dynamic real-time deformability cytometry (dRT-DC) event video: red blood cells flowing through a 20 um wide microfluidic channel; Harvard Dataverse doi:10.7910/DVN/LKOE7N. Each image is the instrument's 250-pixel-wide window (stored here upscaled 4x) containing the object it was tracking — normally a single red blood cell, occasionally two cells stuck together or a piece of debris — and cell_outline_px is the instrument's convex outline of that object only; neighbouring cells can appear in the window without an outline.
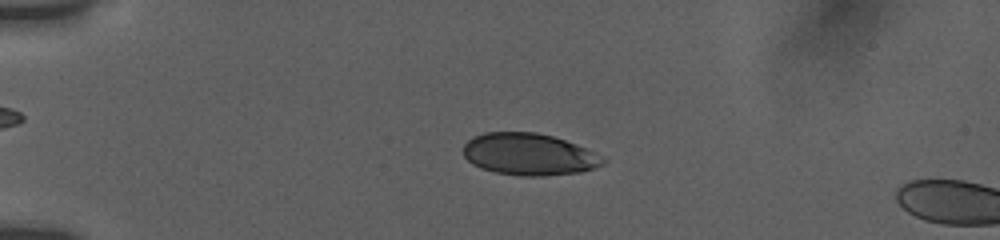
{"species": "human", "species_latin": "Homo sapiens", "temperature_condition": "room temperature", "stored_images_in_passage": 54, "camera_frame_rate_fps": 3000, "um_per_image_px": 0.085, "donor": {"sex": "female"}, "frame": {"image": 1, "passage_image": 13, "time_ms": 4.0, "image_size_px": [1000, 240], "cell_outline_px": [[608, 160], [604, 164], [580, 172], [544, 176], [520, 176], [496, 172], [480, 168], [472, 164], [464, 156], [464, 144], [472, 136], [484, 132], [536, 132], [552, 136], [576, 144], [596, 152], [604, 156]], "centroid_in_image_um": [44.98, 13.11], "position_along_channel_um": 40.0, "area_um2": 34.33}}
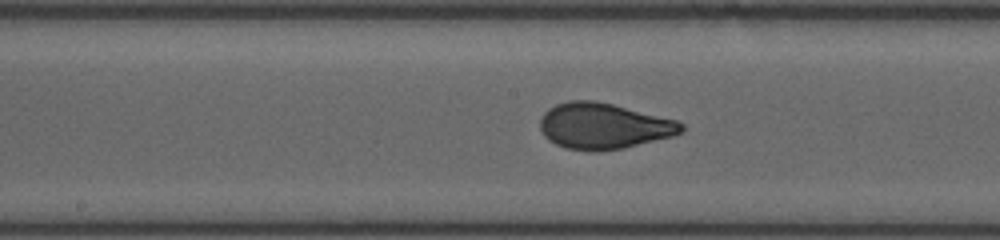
{"frame": {"image": 2, "passage_image": 29, "time_ms": 9.333, "image_size_px": [1000, 240], "cell_outline_px": [[684, 128], [680, 132], [672, 136], [624, 148], [596, 152], [588, 152], [564, 148], [548, 140], [544, 136], [540, 128], [540, 116], [548, 108], [556, 104], [568, 100], [596, 100], [676, 120], [684, 124]], "centroid_in_image_um": [51.25, 10.72], "position_along_channel_um": 197.0, "area_um2": 38.03}}
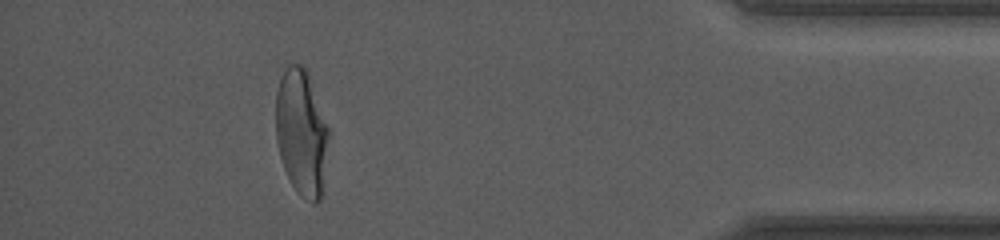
{"frame": {"image": 3, "passage_image": 49, "time_ms": 16.0, "image_size_px": [1000, 240], "cell_outline_px": [[328, 136], [324, 196], [316, 204], [312, 204], [300, 196], [296, 192], [284, 168], [280, 156], [276, 140], [276, 88], [288, 64], [304, 64], [308, 72], [328, 128]], "centroid_in_image_um": [25.64, 11.32], "position_along_channel_um": 409.6, "area_um2": 39.36}, "authors_computed_cell_mechanics": {"area_um2": 36.8764, "velocity_mm_per_s": 3.8361, "shape_relaxation_time_tau1_ms": 4.1798, "shape_relaxation_time_tau2_ms": null, "deformation_change_tau1": 0.1941, "deformation_change_tau2": null}}